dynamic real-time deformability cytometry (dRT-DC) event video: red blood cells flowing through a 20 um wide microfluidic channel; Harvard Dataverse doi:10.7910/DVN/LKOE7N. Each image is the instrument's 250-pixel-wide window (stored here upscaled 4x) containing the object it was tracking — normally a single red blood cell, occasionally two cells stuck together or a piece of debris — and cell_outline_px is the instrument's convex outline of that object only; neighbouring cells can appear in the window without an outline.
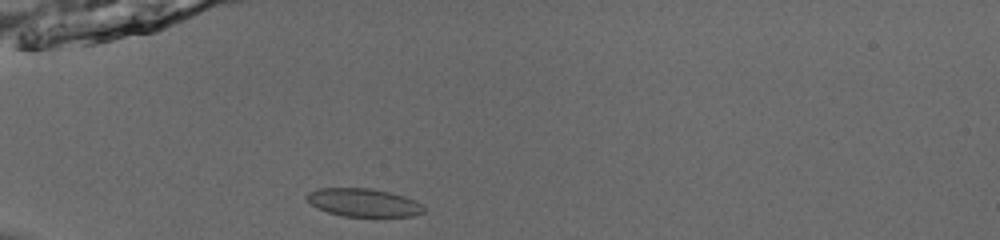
{"species": "common noctule bat (a hibernating species)", "species_latin": "Nyctalus noctula", "temperature_condition": "room temperature", "stored_images_in_passage": 37, "camera_frame_rate_fps": 3000, "um_per_image_px": 0.085, "animal": {"sex": "male", "body_mass_g": 13.0, "forearm_length_mm": 53.1}, "frame": {"image": 1, "passage_image": 1, "time_ms": 0.0, "image_size_px": [1000, 240], "cell_outline_px": [[424, 212], [412, 216], [344, 216], [328, 212], [312, 204], [304, 196], [308, 192], [316, 188], [372, 188], [404, 196], [416, 200], [424, 204]], "centroid_in_image_um": [30.92, 17.2], "position_along_channel_um": 54.1, "area_um2": 19.13}}
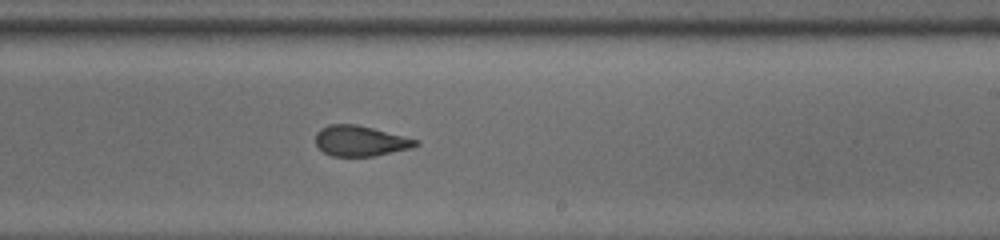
{"frame": {"image": 2, "passage_image": 18, "time_ms": 5.667, "image_size_px": [1000, 240], "cell_outline_px": [[420, 144], [408, 148], [372, 156], [332, 156], [324, 152], [316, 144], [316, 132], [320, 128], [328, 124], [356, 124], [420, 140]], "centroid_in_image_um": [30.6, 11.96], "position_along_channel_um": 258.4, "area_um2": 17.57}}
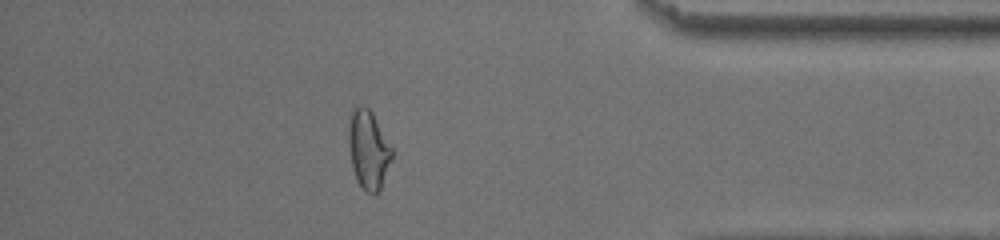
{"frame": {"image": 3, "passage_image": 31, "time_ms": 10.0, "image_size_px": [1000, 240], "cell_outline_px": [[392, 156], [380, 192], [372, 196], [364, 192], [356, 180], [352, 168], [348, 144], [348, 128], [352, 108], [356, 104], [364, 104], [372, 112], [392, 148]], "centroid_in_image_um": [31.29, 12.74], "position_along_channel_um": 403.9, "area_um2": 20.29}, "authors_computed_cell_mechanics": {"area_um2": 18.496, "velocity_mm_per_s": 3.8745, "shape_relaxation_time_tau1_ms": 11.2007, "shape_relaxation_time_tau2_ms": 1.578, "deformation_change_tau1": 0.2371, "deformation_change_tau2": 0.0723}}